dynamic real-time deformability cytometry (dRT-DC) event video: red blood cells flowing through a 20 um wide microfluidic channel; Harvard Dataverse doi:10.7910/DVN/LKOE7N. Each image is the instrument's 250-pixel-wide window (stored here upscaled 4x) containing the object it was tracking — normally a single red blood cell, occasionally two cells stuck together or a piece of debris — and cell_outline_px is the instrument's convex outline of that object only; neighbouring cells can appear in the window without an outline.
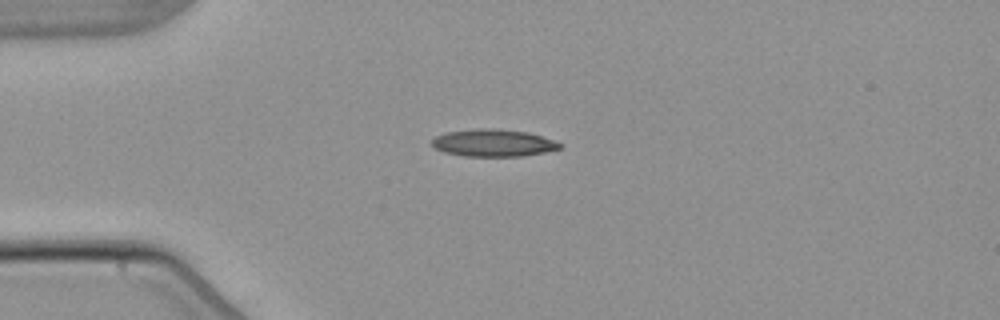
{"species": "common noctule bat (a hibernating species)", "species_latin": "Nyctalus noctula", "temperature_condition": "warm", "stored_images_in_passage": 5, "camera_frame_rate_fps": 3000, "um_per_image_px": 0.085, "animal": {"sex": "male", "body_mass_g": 21.5, "forearm_length_mm": 52.0}, "frame": {"image": 1, "passage_image": 3, "time_ms": 2.667, "image_size_px": [1000, 320], "cell_outline_px": [[564, 144], [560, 148], [544, 152], [524, 156], [464, 156], [444, 152], [436, 148], [432, 144], [432, 140], [436, 136], [444, 132], [480, 128], [492, 128], [528, 132], [556, 140]], "centroid_in_image_um": [41.96, 12.14], "position_along_channel_um": 43.0, "area_um2": 20.4}}
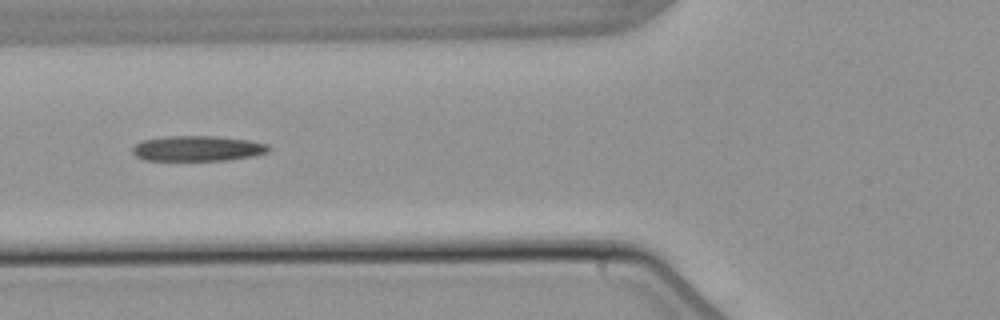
{"frame": {"image": 2, "passage_image": 5, "time_ms": 5.0, "image_size_px": [1000, 320], "cell_outline_px": [[272, 148], [268, 152], [256, 156], [228, 160], [144, 160], [136, 156], [132, 152], [132, 148], [136, 144], [144, 140], [168, 136], [212, 136], [248, 140], [268, 144]], "centroid_in_image_um": [16.84, 12.62], "position_along_channel_um": 109.0, "area_um2": 20.11}}